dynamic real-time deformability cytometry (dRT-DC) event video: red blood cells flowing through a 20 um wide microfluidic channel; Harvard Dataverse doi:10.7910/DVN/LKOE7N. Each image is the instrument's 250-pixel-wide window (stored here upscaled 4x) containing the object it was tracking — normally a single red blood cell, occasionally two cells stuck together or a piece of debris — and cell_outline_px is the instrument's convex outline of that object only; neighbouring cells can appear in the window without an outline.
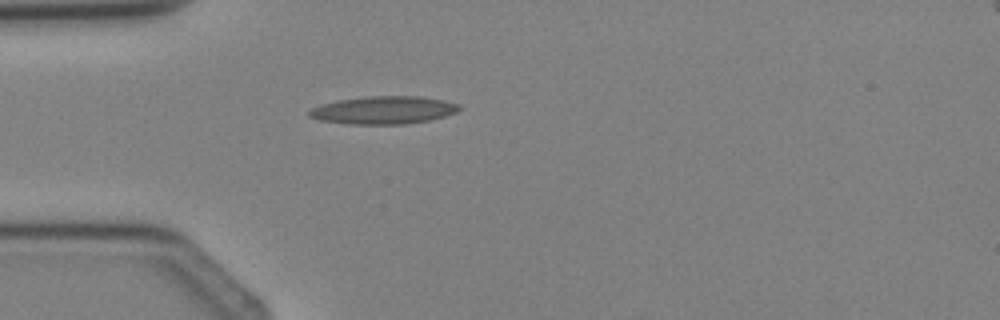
{"species": "Egyptian fruit bat (a non-hibernating species)", "species_latin": "Rousettus aegyptiacus", "temperature_condition": "cold", "stored_images_in_passage": 2, "camera_frame_rate_fps": 3000, "um_per_image_px": 0.085, "animal": {"sex": "female"}, "frame": {"image": 1, "passage_image": 2, "time_ms": 2.333, "image_size_px": [1000, 320], "cell_outline_px": [[464, 108], [456, 112], [444, 116], [428, 120], [404, 124], [352, 124], [320, 120], [308, 116], [308, 112], [312, 108], [324, 104], [340, 100], [364, 96], [420, 96], [444, 100], [460, 104]], "centroid_in_image_um": [32.66, 9.35], "position_along_channel_um": 52.3, "area_um2": 24.22}}